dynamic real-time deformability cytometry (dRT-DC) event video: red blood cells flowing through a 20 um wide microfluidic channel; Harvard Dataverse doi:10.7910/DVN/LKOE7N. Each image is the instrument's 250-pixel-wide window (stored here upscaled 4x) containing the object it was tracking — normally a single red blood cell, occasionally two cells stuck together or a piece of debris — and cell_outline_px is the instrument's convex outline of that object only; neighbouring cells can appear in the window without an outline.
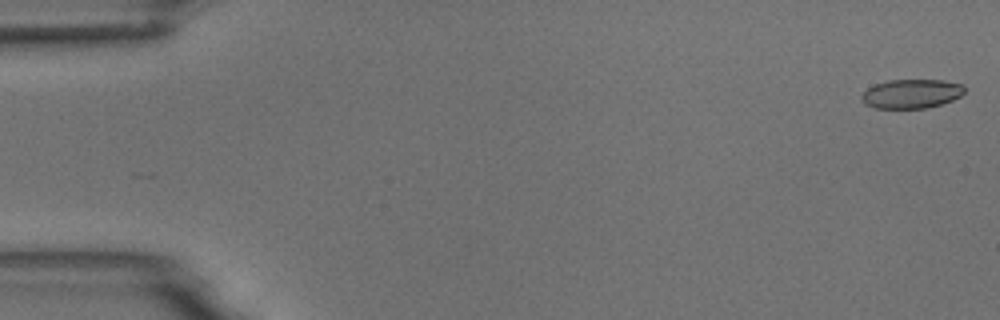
{"species": "common noctule bat (a hibernating species)", "species_latin": "Nyctalus noctula", "temperature_condition": "room temperature", "stored_images_in_passage": 6, "camera_frame_rate_fps": 3000, "um_per_image_px": 0.085, "animal": {"sex": "male", "body_mass_g": 18.8}, "frame": {"image": 1, "passage_image": 1, "time_ms": 0.0, "image_size_px": [1000, 320], "cell_outline_px": [[964, 92], [960, 96], [952, 100], [928, 108], [876, 108], [864, 104], [860, 100], [860, 96], [868, 88], [876, 84], [888, 80], [944, 80], [964, 84]], "centroid_in_image_um": [77.46, 7.97], "position_along_channel_um": 7.5, "area_um2": 17.51}}
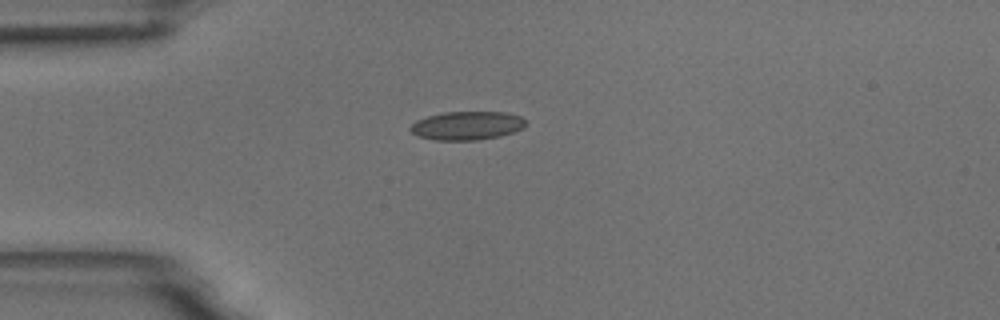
{"frame": {"image": 2, "passage_image": 4, "time_ms": 4.333, "image_size_px": [1000, 320], "cell_outline_px": [[528, 124], [524, 128], [500, 136], [476, 140], [436, 140], [416, 136], [408, 128], [416, 120], [428, 116], [444, 112], [504, 112], [520, 116]], "centroid_in_image_um": [39.68, 10.68], "position_along_channel_um": 45.3, "area_um2": 19.25}}
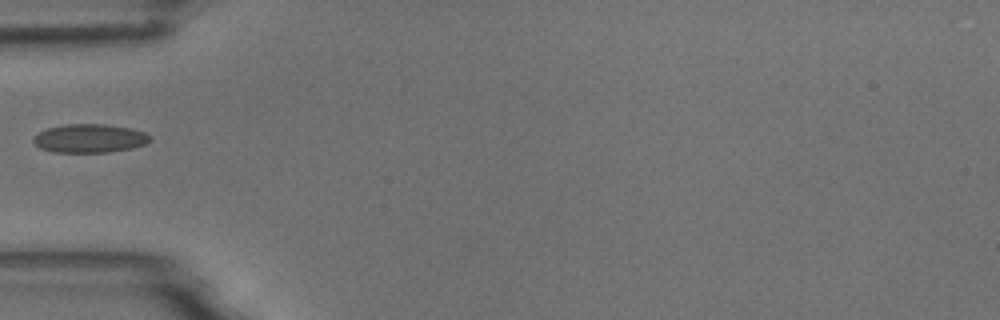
{"frame": {"image": 3, "passage_image": 5, "time_ms": 5.667, "image_size_px": [1000, 320], "cell_outline_px": [[152, 140], [144, 144], [132, 148], [108, 152], [52, 152], [40, 148], [32, 140], [32, 136], [48, 128], [64, 124], [104, 124], [132, 128], [144, 132], [152, 136]], "centroid_in_image_um": [7.63, 11.76], "position_along_channel_um": 77.4, "area_um2": 19.54}}